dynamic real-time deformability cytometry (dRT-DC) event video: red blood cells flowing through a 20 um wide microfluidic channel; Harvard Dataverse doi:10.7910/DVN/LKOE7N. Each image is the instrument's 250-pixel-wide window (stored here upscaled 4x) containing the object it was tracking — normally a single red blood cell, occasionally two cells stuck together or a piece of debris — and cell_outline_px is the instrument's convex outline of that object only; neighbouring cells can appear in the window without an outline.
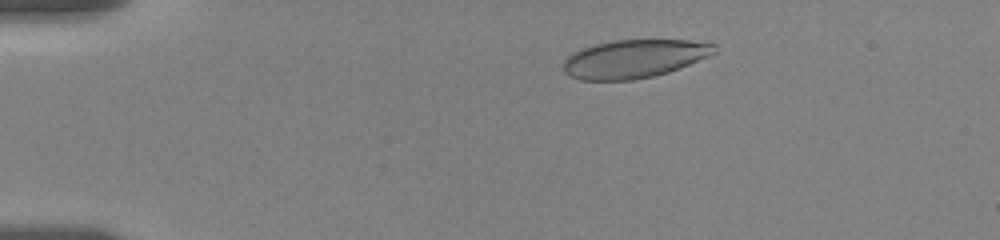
{"species": "human", "species_latin": "Homo sapiens", "temperature_condition": "room temperature", "stored_images_in_passage": 54, "camera_frame_rate_fps": 3000, "um_per_image_px": 0.085, "donor": {"sex": "female"}, "frame": {"image": 1, "passage_image": 9, "time_ms": 2.667, "image_size_px": [1000, 240], "cell_outline_px": [[716, 52], [708, 56], [680, 68], [668, 72], [652, 76], [632, 80], [580, 80], [568, 76], [564, 72], [564, 60], [572, 52], [596, 44], [612, 40], [688, 40], [716, 44]], "centroid_in_image_um": [53.89, 5.0], "position_along_channel_um": 31.1, "area_um2": 33.64}}
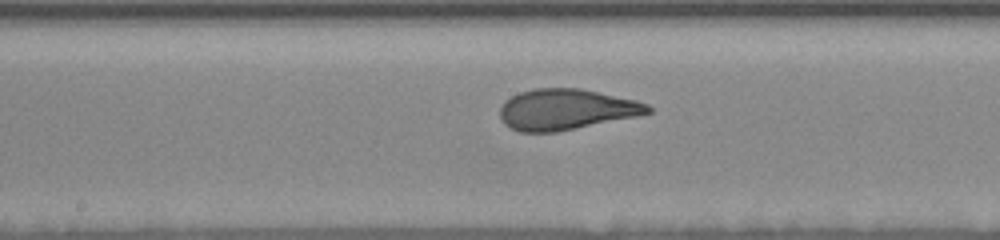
{"frame": {"image": 2, "passage_image": 29, "time_ms": 9.333, "image_size_px": [1000, 240], "cell_outline_px": [[652, 112], [636, 116], [556, 132], [520, 132], [504, 124], [500, 116], [500, 104], [504, 100], [520, 92], [532, 88], [580, 88], [636, 100], [648, 104], [652, 108]], "centroid_in_image_um": [48.09, 9.29], "position_along_channel_um": 200.1, "area_um2": 35.14}}
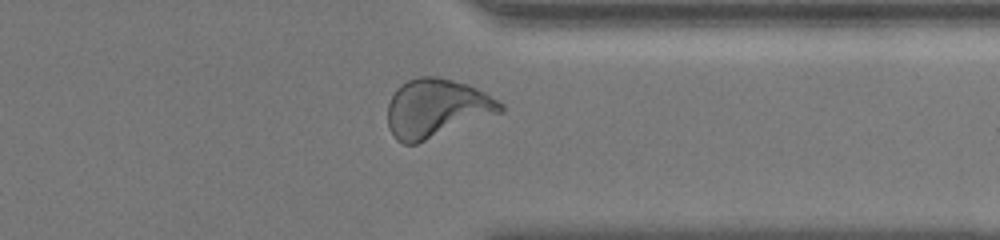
{"frame": {"image": 3, "passage_image": 42, "time_ms": 13.667, "image_size_px": [1000, 240], "cell_outline_px": [[504, 108], [500, 112], [416, 144], [404, 144], [396, 140], [392, 136], [388, 128], [388, 104], [396, 88], [400, 84], [416, 76], [436, 76], [468, 84], [484, 92], [504, 104]], "centroid_in_image_um": [37.05, 9.19], "position_along_channel_um": 374.3, "area_um2": 38.26}, "authors_computed_cell_mechanics": {"area_um2": 35.4603, "velocity_mm_per_s": 3.5262, "shape_relaxation_time_tau1_ms": 4.7846, "shape_relaxation_time_tau2_ms": 0.733, "deformation_change_tau1": 0.1933, "deformation_change_tau2": 0.0732}}